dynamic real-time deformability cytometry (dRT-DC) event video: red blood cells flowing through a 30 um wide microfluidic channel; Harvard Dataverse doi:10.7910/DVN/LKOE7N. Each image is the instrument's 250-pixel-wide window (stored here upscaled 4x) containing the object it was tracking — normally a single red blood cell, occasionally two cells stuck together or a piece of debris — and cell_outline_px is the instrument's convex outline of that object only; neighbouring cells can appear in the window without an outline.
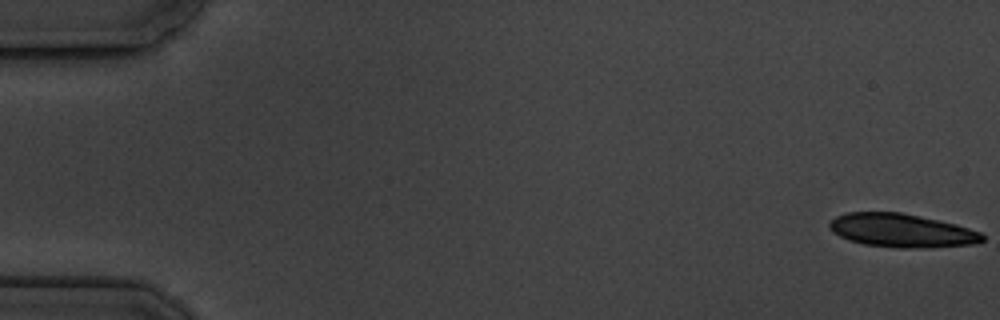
{"species": "common noctule bat (a hibernating species)", "species_latin": "Nyctalus noctula", "temperature_condition": "cold", "stored_images_in_passage": 5, "camera_frame_rate_fps": 3000, "um_per_image_px": 0.085, "animal": {"sex": "male", "body_mass_g": 19.5, "forearm_length_mm": 54.6}, "frame": {"image": 1, "passage_image": 1, "time_ms": 0.0, "image_size_px": [1000, 320], "cell_outline_px": [[984, 240], [976, 244], [928, 248], [896, 248], [864, 244], [848, 240], [832, 232], [828, 224], [836, 216], [848, 212], [900, 212], [940, 220], [956, 224], [980, 232], [984, 236]], "centroid_in_image_um": [76.65, 19.6], "position_along_channel_um": 8.3, "area_um2": 30.06}}